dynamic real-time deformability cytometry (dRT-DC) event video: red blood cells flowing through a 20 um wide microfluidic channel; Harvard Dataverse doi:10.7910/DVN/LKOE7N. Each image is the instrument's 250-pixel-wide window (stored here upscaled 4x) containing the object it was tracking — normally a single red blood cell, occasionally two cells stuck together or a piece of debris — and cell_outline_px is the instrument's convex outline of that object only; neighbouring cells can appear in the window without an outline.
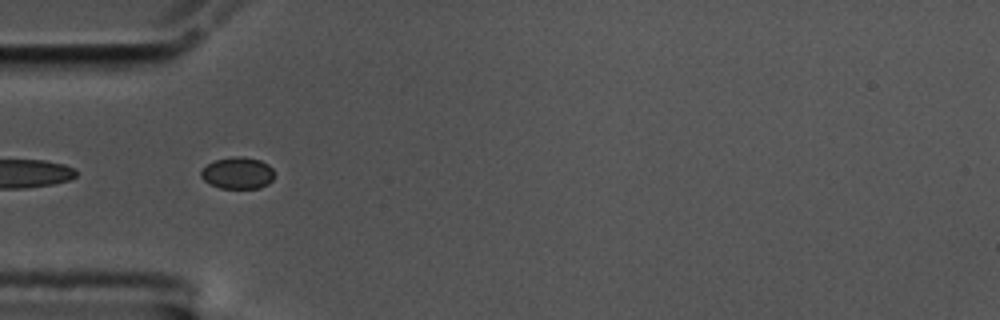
{"species": "common noctule bat (a hibernating species)", "species_latin": "Nyctalus noctula", "temperature_condition": "cold", "stored_images_in_passage": 4, "camera_frame_rate_fps": 3000, "um_per_image_px": 0.085, "animal": {"sex": "male", "body_mass_g": 17.5, "forearm_length_mm": 52.3}, "frame": {"image": 1, "passage_image": 2, "time_ms": 0.333, "image_size_px": [1000, 320], "cell_outline_px": [[272, 180], [268, 184], [260, 188], [220, 188], [204, 180], [200, 176], [200, 172], [208, 164], [216, 160], [232, 156], [240, 156], [260, 160], [268, 164], [272, 168]], "centroid_in_image_um": [20.2, 14.7], "position_along_channel_um": 64.8, "area_um2": 13.41}}